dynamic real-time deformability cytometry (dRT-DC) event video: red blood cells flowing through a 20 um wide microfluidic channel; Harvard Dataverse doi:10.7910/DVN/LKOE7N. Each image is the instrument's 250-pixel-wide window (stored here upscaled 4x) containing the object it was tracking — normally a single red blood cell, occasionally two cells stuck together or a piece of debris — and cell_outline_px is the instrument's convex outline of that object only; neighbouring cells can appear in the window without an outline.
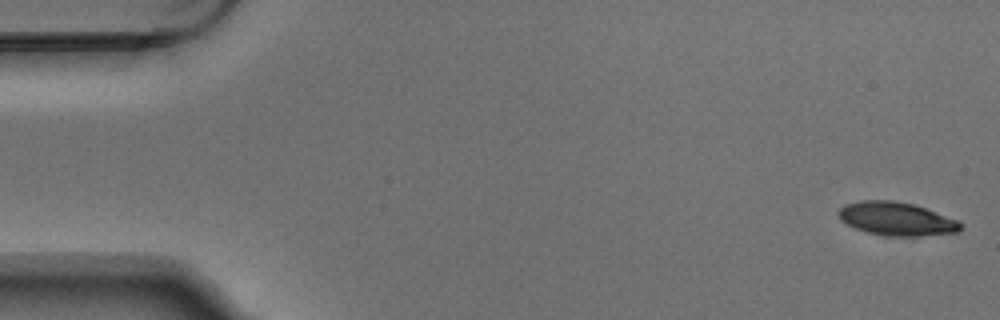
{"species": "Egyptian fruit bat (a non-hibernating species)", "species_latin": "Rousettus aegyptiacus", "temperature_condition": "warm", "stored_images_in_passage": 5, "segment_of_instrument_passage": [1, 2], "camera_frame_rate_fps": 3000, "um_per_image_px": 0.085, "animal": {"sex": "male"}, "frame": {"image": 1, "passage_image": 1, "time_ms": 0.0, "image_size_px": [1000, 320], "cell_outline_px": [[960, 232], [920, 236], [884, 236], [868, 232], [856, 228], [840, 220], [836, 212], [844, 204], [860, 200], [892, 200], [916, 204], [956, 220], [960, 224]], "centroid_in_image_um": [76.16, 18.59], "position_along_channel_um": 8.8, "area_um2": 23.81}}
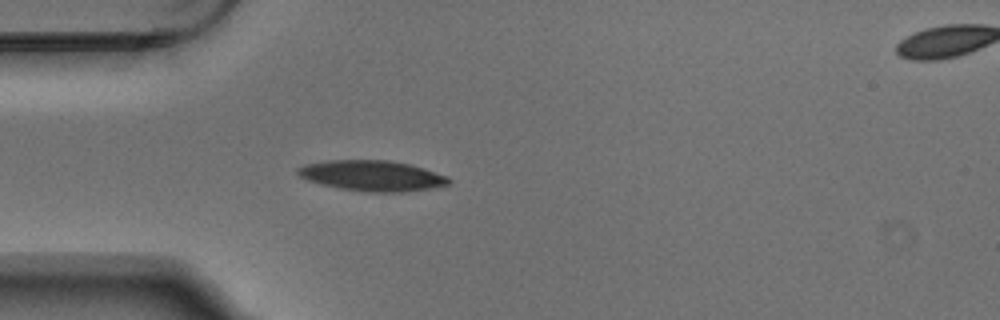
{"frame": {"image": 2, "passage_image": 4, "time_ms": 1.0, "image_size_px": [1000, 320], "cell_outline_px": [[452, 180], [448, 184], [432, 188], [404, 192], [364, 192], [336, 188], [320, 184], [308, 180], [300, 176], [296, 172], [296, 168], [304, 164], [328, 160], [388, 160], [408, 164], [424, 168], [448, 176]], "centroid_in_image_um": [31.61, 14.94], "position_along_channel_um": 53.4, "area_um2": 27.11}}